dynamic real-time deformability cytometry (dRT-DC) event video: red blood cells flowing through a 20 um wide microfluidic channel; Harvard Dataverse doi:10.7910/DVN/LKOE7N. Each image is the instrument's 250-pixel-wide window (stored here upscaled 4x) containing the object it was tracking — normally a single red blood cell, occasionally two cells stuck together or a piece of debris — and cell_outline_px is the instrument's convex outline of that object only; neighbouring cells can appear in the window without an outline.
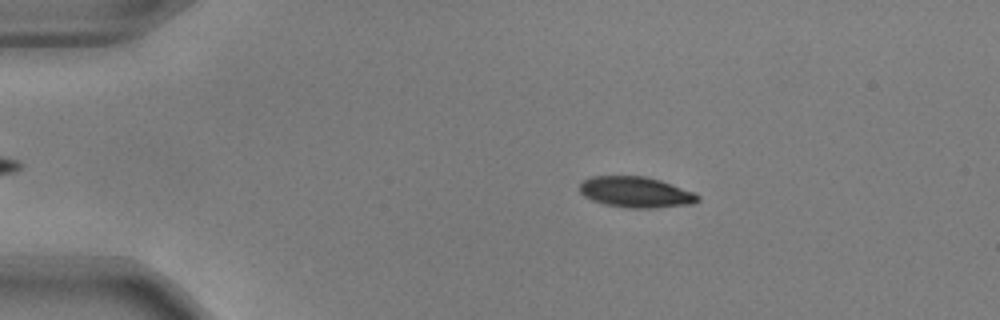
{"species": "common noctule bat (a hibernating species)", "species_latin": "Nyctalus noctula", "temperature_condition": "warm", "stored_images_in_passage": 53, "camera_frame_rate_fps": 3000, "um_per_image_px": 0.085, "animal": {"sex": "male", "body_mass_g": 17.9, "forearm_length_mm": 54.2}, "frame": {"image": 1, "passage_image": 10, "time_ms": 3.0, "image_size_px": [1000, 320], "cell_outline_px": [[700, 200], [692, 204], [652, 208], [632, 208], [604, 204], [592, 200], [584, 196], [580, 192], [580, 184], [584, 180], [592, 176], [644, 176], [660, 180], [696, 192], [700, 196]], "centroid_in_image_um": [54.08, 16.33], "position_along_channel_um": 30.9, "area_um2": 21.27}}
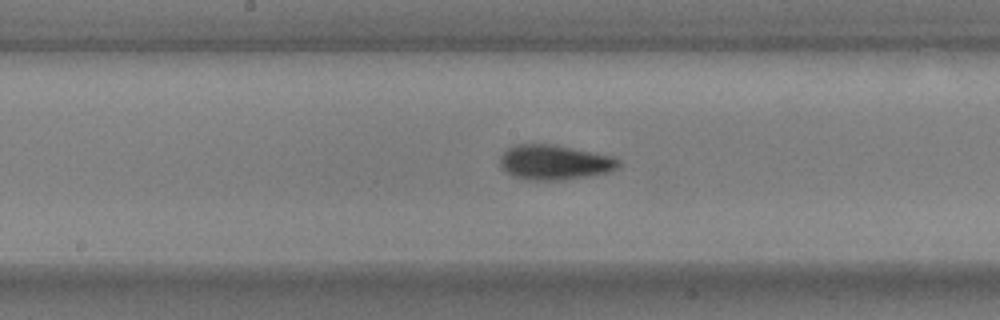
{"frame": {"image": 2, "passage_image": 28, "time_ms": 9.0, "image_size_px": [1000, 320], "cell_outline_px": [[620, 168], [612, 172], [564, 180], [532, 180], [512, 176], [500, 164], [500, 156], [508, 148], [516, 144], [552, 144], [612, 156], [620, 160]], "centroid_in_image_um": [47.18, 13.8], "position_along_channel_um": 201.0, "area_um2": 24.1}}
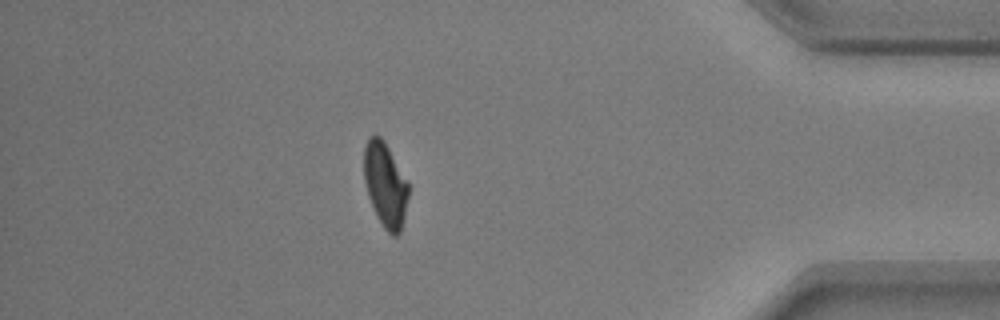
{"frame": {"image": 3, "passage_image": 47, "time_ms": 15.333, "image_size_px": [1000, 320], "cell_outline_px": [[408, 196], [404, 216], [400, 232], [396, 236], [392, 236], [384, 228], [368, 196], [364, 180], [364, 148], [368, 136], [380, 136], [384, 140], [408, 180]], "centroid_in_image_um": [32.75, 15.66], "position_along_channel_um": 402.4, "area_um2": 21.73}, "authors_computed_cell_mechanics": {"area_um2": 22.7732, "velocity_mm_per_s": 3.7749, "shape_relaxation_time_tau1_ms": 2.9712, "shape_relaxation_time_tau2_ms": 2.0094, "deformation_change_tau1": 0.1468, "deformation_change_tau2": 0.0702}}